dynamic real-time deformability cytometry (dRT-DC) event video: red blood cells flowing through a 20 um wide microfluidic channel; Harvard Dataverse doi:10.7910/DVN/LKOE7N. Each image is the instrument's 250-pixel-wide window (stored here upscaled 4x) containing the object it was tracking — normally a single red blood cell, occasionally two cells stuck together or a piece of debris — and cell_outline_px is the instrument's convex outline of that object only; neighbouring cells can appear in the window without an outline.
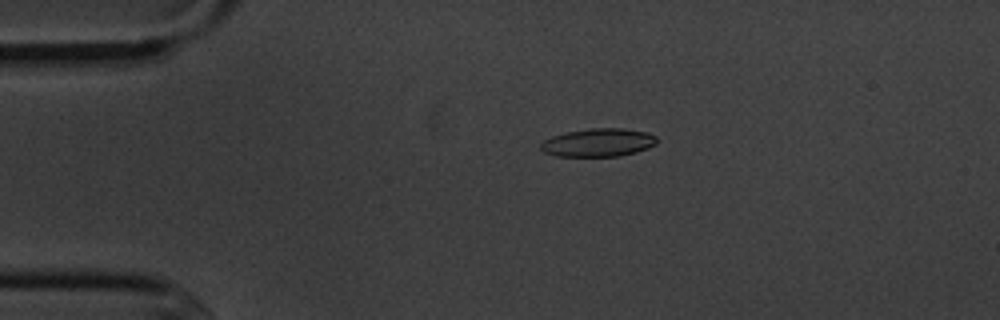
{"species": "common noctule bat (a hibernating species)", "species_latin": "Nyctalus noctula", "temperature_condition": "cold", "stored_images_in_passage": 5, "camera_frame_rate_fps": 3000, "um_per_image_px": 0.085, "animal": {"sex": "male", "body_mass_g": 20.1, "forearm_length_mm": 53.5}, "frame": {"image": 1, "passage_image": 4, "time_ms": 3.333, "image_size_px": [1000, 320], "cell_outline_px": [[656, 144], [648, 148], [636, 152], [620, 156], [556, 156], [544, 152], [540, 148], [540, 144], [544, 140], [552, 136], [568, 132], [592, 128], [624, 128], [648, 132], [656, 136]], "centroid_in_image_um": [50.87, 12.12], "position_along_channel_um": 34.1, "area_um2": 19.07}}